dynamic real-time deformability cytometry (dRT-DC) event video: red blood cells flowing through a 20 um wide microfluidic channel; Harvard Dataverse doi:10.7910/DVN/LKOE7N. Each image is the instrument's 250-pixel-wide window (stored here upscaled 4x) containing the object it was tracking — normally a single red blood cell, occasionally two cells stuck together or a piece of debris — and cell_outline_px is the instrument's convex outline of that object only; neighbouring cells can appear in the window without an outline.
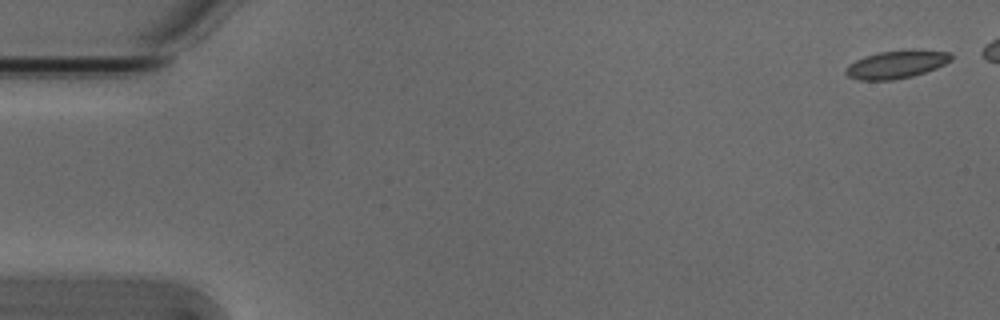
{"species": "Egyptian fruit bat (a non-hibernating species)", "species_latin": "Rousettus aegyptiacus", "temperature_condition": "cold", "stored_images_in_passage": 6, "camera_frame_rate_fps": 3000, "um_per_image_px": 0.085, "animal": {"sex": "male"}, "frame": {"image": 1, "passage_image": 1, "time_ms": 0.0, "image_size_px": [1000, 320], "cell_outline_px": [[952, 60], [936, 68], [912, 76], [892, 80], [860, 80], [848, 76], [844, 72], [844, 68], [848, 64], [864, 56], [880, 52], [912, 48], [952, 52]], "centroid_in_image_um": [76.21, 5.45], "position_along_channel_um": 8.8, "area_um2": 17.46}}
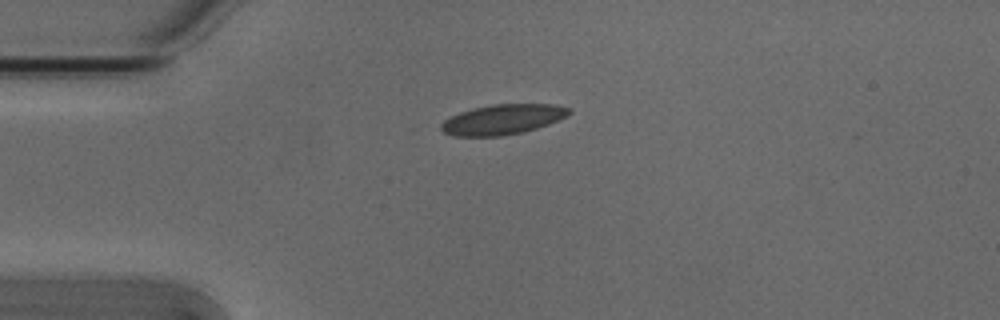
{"frame": {"image": 2, "passage_image": 6, "time_ms": 1.667, "image_size_px": [1000, 320], "cell_outline_px": [[572, 112], [548, 124], [524, 132], [500, 136], [456, 136], [444, 132], [440, 128], [440, 124], [444, 120], [460, 112], [472, 108], [492, 104], [556, 104], [568, 108]], "centroid_in_image_um": [42.7, 10.15], "position_along_channel_um": 42.3, "area_um2": 22.25}}